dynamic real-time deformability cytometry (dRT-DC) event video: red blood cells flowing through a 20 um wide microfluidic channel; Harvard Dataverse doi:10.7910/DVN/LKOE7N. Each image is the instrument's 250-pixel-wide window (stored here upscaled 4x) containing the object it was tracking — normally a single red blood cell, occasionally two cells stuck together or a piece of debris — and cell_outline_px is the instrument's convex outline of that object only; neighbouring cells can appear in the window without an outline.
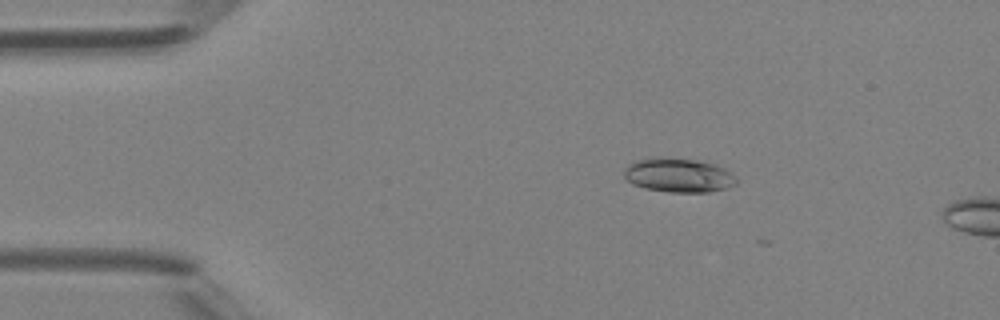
{"species": "Egyptian fruit bat (a non-hibernating species)", "species_latin": "Rousettus aegyptiacus", "temperature_condition": "room temperature", "stored_images_in_passage": 3, "camera_frame_rate_fps": 3000, "um_per_image_px": 0.085, "animal": {"sex": "female"}, "frame": {"image": 1, "passage_image": 2, "time_ms": 0.333, "image_size_px": [1000, 320], "cell_outline_px": [[740, 180], [736, 184], [728, 188], [708, 192], [668, 192], [644, 188], [632, 184], [624, 176], [624, 168], [628, 164], [636, 160], [652, 156], [660, 156], [696, 160], [712, 164], [724, 168], [736, 176]], "centroid_in_image_um": [57.66, 14.89], "position_along_channel_um": 27.3, "area_um2": 22.72}}